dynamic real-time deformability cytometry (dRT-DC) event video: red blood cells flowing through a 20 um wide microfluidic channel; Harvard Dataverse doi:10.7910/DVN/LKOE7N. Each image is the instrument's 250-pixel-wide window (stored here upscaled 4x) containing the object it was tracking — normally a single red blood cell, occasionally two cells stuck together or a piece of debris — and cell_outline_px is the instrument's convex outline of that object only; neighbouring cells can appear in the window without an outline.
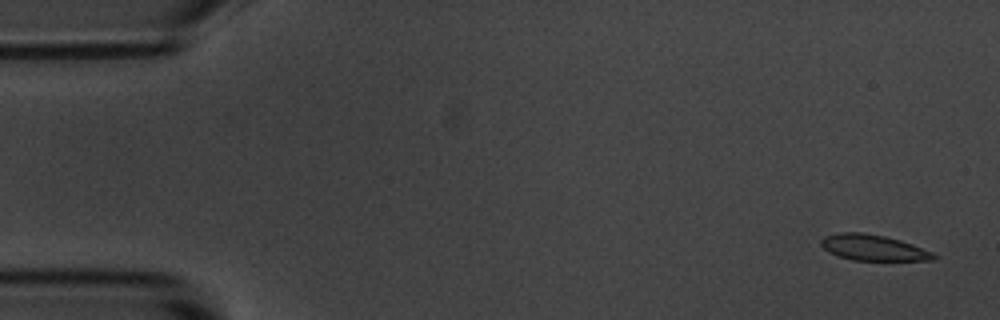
{"species": "common noctule bat (a hibernating species)", "species_latin": "Nyctalus noctula", "temperature_condition": "room temperature", "stored_images_in_passage": 5, "camera_frame_rate_fps": 3000, "um_per_image_px": 0.085, "animal": {"sex": "male", "body_mass_g": 20.1, "forearm_length_mm": 53.5}, "frame": {"image": 1, "passage_image": 1, "time_ms": 0.0, "image_size_px": [1000, 320], "cell_outline_px": [[936, 260], [852, 260], [836, 256], [828, 252], [820, 244], [820, 240], [824, 236], [840, 232], [864, 232], [884, 236], [900, 240], [912, 244], [932, 252], [936, 256]], "centroid_in_image_um": [74.18, 21.05], "position_along_channel_um": 10.8, "area_um2": 16.99}}
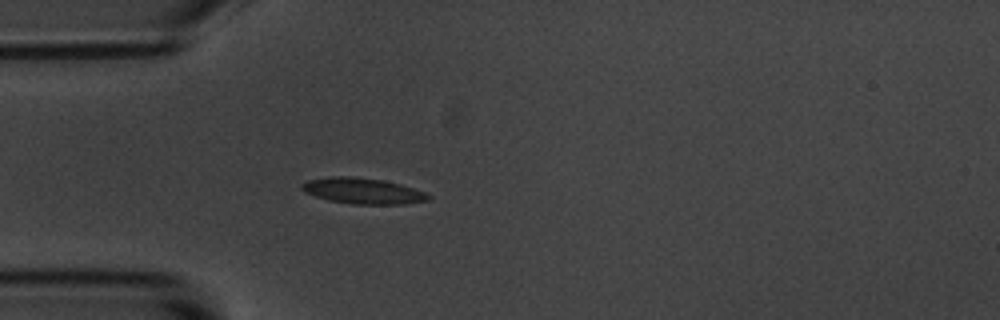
{"frame": {"image": 2, "passage_image": 5, "time_ms": 1.333, "image_size_px": [1000, 320], "cell_outline_px": [[432, 196], [428, 200], [408, 204], [352, 204], [328, 200], [304, 192], [300, 188], [300, 184], [308, 180], [332, 176], [348, 176], [380, 180], [400, 184], [424, 192]], "centroid_in_image_um": [30.81, 16.23], "position_along_channel_um": 54.2, "area_um2": 18.96}}